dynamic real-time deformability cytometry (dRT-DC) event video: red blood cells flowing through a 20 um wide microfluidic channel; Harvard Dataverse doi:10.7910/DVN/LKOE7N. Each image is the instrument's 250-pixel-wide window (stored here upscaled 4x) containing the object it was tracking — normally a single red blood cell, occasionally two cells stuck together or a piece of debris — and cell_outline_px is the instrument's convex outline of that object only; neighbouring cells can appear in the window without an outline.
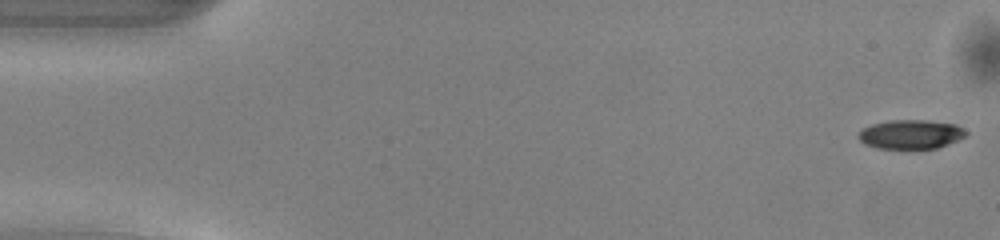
{"species": "common noctule bat (a hibernating species)", "species_latin": "Nyctalus noctula", "temperature_condition": "warm", "stored_images_in_passage": 13, "camera_frame_rate_fps": 3000, "um_per_image_px": 0.085, "animal": {"sex": "male", "body_mass_g": 13.0, "forearm_length_mm": 53.1}, "frame": {"image": 1, "passage_image": 1, "time_ms": 0.0, "image_size_px": [1000, 240], "cell_outline_px": [[968, 132], [964, 136], [956, 140], [936, 148], [876, 148], [864, 144], [856, 136], [864, 128], [872, 124], [892, 120], [928, 120], [956, 124]], "centroid_in_image_um": [77.39, 11.41], "position_along_channel_um": 7.6, "area_um2": 18.03}}